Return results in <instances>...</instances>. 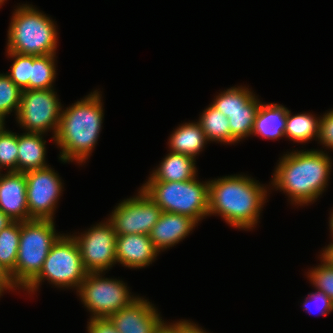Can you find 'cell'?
Segmentation results:
<instances>
[{
  "instance_id": "cell-9",
  "label": "cell",
  "mask_w": 333,
  "mask_h": 333,
  "mask_svg": "<svg viewBox=\"0 0 333 333\" xmlns=\"http://www.w3.org/2000/svg\"><path fill=\"white\" fill-rule=\"evenodd\" d=\"M60 102L52 89L22 90L18 122L28 132L45 133L52 128L56 136L61 117Z\"/></svg>"
},
{
  "instance_id": "cell-1",
  "label": "cell",
  "mask_w": 333,
  "mask_h": 333,
  "mask_svg": "<svg viewBox=\"0 0 333 333\" xmlns=\"http://www.w3.org/2000/svg\"><path fill=\"white\" fill-rule=\"evenodd\" d=\"M266 190L244 176H227L209 181V214H220L237 228H252L257 223Z\"/></svg>"
},
{
  "instance_id": "cell-31",
  "label": "cell",
  "mask_w": 333,
  "mask_h": 333,
  "mask_svg": "<svg viewBox=\"0 0 333 333\" xmlns=\"http://www.w3.org/2000/svg\"><path fill=\"white\" fill-rule=\"evenodd\" d=\"M319 120V139L325 146L333 149V110Z\"/></svg>"
},
{
  "instance_id": "cell-29",
  "label": "cell",
  "mask_w": 333,
  "mask_h": 333,
  "mask_svg": "<svg viewBox=\"0 0 333 333\" xmlns=\"http://www.w3.org/2000/svg\"><path fill=\"white\" fill-rule=\"evenodd\" d=\"M18 135L10 131L0 132V168L6 166L9 171H17Z\"/></svg>"
},
{
  "instance_id": "cell-28",
  "label": "cell",
  "mask_w": 333,
  "mask_h": 333,
  "mask_svg": "<svg viewBox=\"0 0 333 333\" xmlns=\"http://www.w3.org/2000/svg\"><path fill=\"white\" fill-rule=\"evenodd\" d=\"M22 90L17 87L8 75L0 74V112L9 114L14 108L19 110Z\"/></svg>"
},
{
  "instance_id": "cell-22",
  "label": "cell",
  "mask_w": 333,
  "mask_h": 333,
  "mask_svg": "<svg viewBox=\"0 0 333 333\" xmlns=\"http://www.w3.org/2000/svg\"><path fill=\"white\" fill-rule=\"evenodd\" d=\"M320 120L314 119L309 114H298L295 116L287 113L285 136L296 142H305L314 136L319 138Z\"/></svg>"
},
{
  "instance_id": "cell-21",
  "label": "cell",
  "mask_w": 333,
  "mask_h": 333,
  "mask_svg": "<svg viewBox=\"0 0 333 333\" xmlns=\"http://www.w3.org/2000/svg\"><path fill=\"white\" fill-rule=\"evenodd\" d=\"M198 122L207 140L231 143V132L228 118L212 104L201 115Z\"/></svg>"
},
{
  "instance_id": "cell-16",
  "label": "cell",
  "mask_w": 333,
  "mask_h": 333,
  "mask_svg": "<svg viewBox=\"0 0 333 333\" xmlns=\"http://www.w3.org/2000/svg\"><path fill=\"white\" fill-rule=\"evenodd\" d=\"M196 223L194 219L185 215L162 212L159 220L151 229L149 238L158 251L164 250L185 238Z\"/></svg>"
},
{
  "instance_id": "cell-6",
  "label": "cell",
  "mask_w": 333,
  "mask_h": 333,
  "mask_svg": "<svg viewBox=\"0 0 333 333\" xmlns=\"http://www.w3.org/2000/svg\"><path fill=\"white\" fill-rule=\"evenodd\" d=\"M193 178L186 181H148L142 189L162 209L194 219L197 223L208 215L209 182Z\"/></svg>"
},
{
  "instance_id": "cell-30",
  "label": "cell",
  "mask_w": 333,
  "mask_h": 333,
  "mask_svg": "<svg viewBox=\"0 0 333 333\" xmlns=\"http://www.w3.org/2000/svg\"><path fill=\"white\" fill-rule=\"evenodd\" d=\"M323 264L313 269L309 274L316 289L327 295L333 301V265L324 258Z\"/></svg>"
},
{
  "instance_id": "cell-38",
  "label": "cell",
  "mask_w": 333,
  "mask_h": 333,
  "mask_svg": "<svg viewBox=\"0 0 333 333\" xmlns=\"http://www.w3.org/2000/svg\"><path fill=\"white\" fill-rule=\"evenodd\" d=\"M326 250H323L322 253V258H324L325 260H327L330 264L333 265V243H331L327 248H325Z\"/></svg>"
},
{
  "instance_id": "cell-27",
  "label": "cell",
  "mask_w": 333,
  "mask_h": 333,
  "mask_svg": "<svg viewBox=\"0 0 333 333\" xmlns=\"http://www.w3.org/2000/svg\"><path fill=\"white\" fill-rule=\"evenodd\" d=\"M9 56L15 58L11 67V73L7 74L12 82L21 90H30L31 66L33 56L8 52Z\"/></svg>"
},
{
  "instance_id": "cell-14",
  "label": "cell",
  "mask_w": 333,
  "mask_h": 333,
  "mask_svg": "<svg viewBox=\"0 0 333 333\" xmlns=\"http://www.w3.org/2000/svg\"><path fill=\"white\" fill-rule=\"evenodd\" d=\"M7 173L0 176V210L13 221H29L25 173Z\"/></svg>"
},
{
  "instance_id": "cell-2",
  "label": "cell",
  "mask_w": 333,
  "mask_h": 333,
  "mask_svg": "<svg viewBox=\"0 0 333 333\" xmlns=\"http://www.w3.org/2000/svg\"><path fill=\"white\" fill-rule=\"evenodd\" d=\"M101 97L93 92L62 111L55 141L62 149L59 157L63 162H83L88 159L97 143L101 130L103 109Z\"/></svg>"
},
{
  "instance_id": "cell-37",
  "label": "cell",
  "mask_w": 333,
  "mask_h": 333,
  "mask_svg": "<svg viewBox=\"0 0 333 333\" xmlns=\"http://www.w3.org/2000/svg\"><path fill=\"white\" fill-rule=\"evenodd\" d=\"M14 221L0 210V231L7 228Z\"/></svg>"
},
{
  "instance_id": "cell-13",
  "label": "cell",
  "mask_w": 333,
  "mask_h": 333,
  "mask_svg": "<svg viewBox=\"0 0 333 333\" xmlns=\"http://www.w3.org/2000/svg\"><path fill=\"white\" fill-rule=\"evenodd\" d=\"M108 318L119 333H157L164 324L150 302L141 298Z\"/></svg>"
},
{
  "instance_id": "cell-36",
  "label": "cell",
  "mask_w": 333,
  "mask_h": 333,
  "mask_svg": "<svg viewBox=\"0 0 333 333\" xmlns=\"http://www.w3.org/2000/svg\"><path fill=\"white\" fill-rule=\"evenodd\" d=\"M182 333H206L204 330L192 324L191 322L182 321Z\"/></svg>"
},
{
  "instance_id": "cell-23",
  "label": "cell",
  "mask_w": 333,
  "mask_h": 333,
  "mask_svg": "<svg viewBox=\"0 0 333 333\" xmlns=\"http://www.w3.org/2000/svg\"><path fill=\"white\" fill-rule=\"evenodd\" d=\"M19 242L20 221L0 231V261L11 274L15 271Z\"/></svg>"
},
{
  "instance_id": "cell-18",
  "label": "cell",
  "mask_w": 333,
  "mask_h": 333,
  "mask_svg": "<svg viewBox=\"0 0 333 333\" xmlns=\"http://www.w3.org/2000/svg\"><path fill=\"white\" fill-rule=\"evenodd\" d=\"M42 133L28 132L18 135L17 172L26 173L31 170L48 167L45 164V142Z\"/></svg>"
},
{
  "instance_id": "cell-4",
  "label": "cell",
  "mask_w": 333,
  "mask_h": 333,
  "mask_svg": "<svg viewBox=\"0 0 333 333\" xmlns=\"http://www.w3.org/2000/svg\"><path fill=\"white\" fill-rule=\"evenodd\" d=\"M8 31V51L24 55L55 54L56 26L36 9L24 5L13 14Z\"/></svg>"
},
{
  "instance_id": "cell-32",
  "label": "cell",
  "mask_w": 333,
  "mask_h": 333,
  "mask_svg": "<svg viewBox=\"0 0 333 333\" xmlns=\"http://www.w3.org/2000/svg\"><path fill=\"white\" fill-rule=\"evenodd\" d=\"M309 295H310V297H307L304 302V305H305L304 308L306 307L307 312H311L310 311L311 309L309 308V306L307 307V305L309 304V301H307L308 299L310 300V302L317 301L320 303V305H318L317 309L321 310L322 315H326L327 313L333 311V301L327 295H325L324 293H322L320 291H317V292L309 294ZM316 307H317V305H316Z\"/></svg>"
},
{
  "instance_id": "cell-17",
  "label": "cell",
  "mask_w": 333,
  "mask_h": 333,
  "mask_svg": "<svg viewBox=\"0 0 333 333\" xmlns=\"http://www.w3.org/2000/svg\"><path fill=\"white\" fill-rule=\"evenodd\" d=\"M288 109L278 104H261L255 116L252 134L277 139L285 136Z\"/></svg>"
},
{
  "instance_id": "cell-34",
  "label": "cell",
  "mask_w": 333,
  "mask_h": 333,
  "mask_svg": "<svg viewBox=\"0 0 333 333\" xmlns=\"http://www.w3.org/2000/svg\"><path fill=\"white\" fill-rule=\"evenodd\" d=\"M0 285H3L6 289H13L18 287L12 277V274L0 261Z\"/></svg>"
},
{
  "instance_id": "cell-35",
  "label": "cell",
  "mask_w": 333,
  "mask_h": 333,
  "mask_svg": "<svg viewBox=\"0 0 333 333\" xmlns=\"http://www.w3.org/2000/svg\"><path fill=\"white\" fill-rule=\"evenodd\" d=\"M157 333H182V321L173 325L165 323L158 329Z\"/></svg>"
},
{
  "instance_id": "cell-20",
  "label": "cell",
  "mask_w": 333,
  "mask_h": 333,
  "mask_svg": "<svg viewBox=\"0 0 333 333\" xmlns=\"http://www.w3.org/2000/svg\"><path fill=\"white\" fill-rule=\"evenodd\" d=\"M208 141L199 123L179 126L170 137L171 152L195 156Z\"/></svg>"
},
{
  "instance_id": "cell-40",
  "label": "cell",
  "mask_w": 333,
  "mask_h": 333,
  "mask_svg": "<svg viewBox=\"0 0 333 333\" xmlns=\"http://www.w3.org/2000/svg\"><path fill=\"white\" fill-rule=\"evenodd\" d=\"M6 289L3 285H0V295L3 292V290Z\"/></svg>"
},
{
  "instance_id": "cell-19",
  "label": "cell",
  "mask_w": 333,
  "mask_h": 333,
  "mask_svg": "<svg viewBox=\"0 0 333 333\" xmlns=\"http://www.w3.org/2000/svg\"><path fill=\"white\" fill-rule=\"evenodd\" d=\"M149 181H186L196 178L195 159L192 156L170 152Z\"/></svg>"
},
{
  "instance_id": "cell-10",
  "label": "cell",
  "mask_w": 333,
  "mask_h": 333,
  "mask_svg": "<svg viewBox=\"0 0 333 333\" xmlns=\"http://www.w3.org/2000/svg\"><path fill=\"white\" fill-rule=\"evenodd\" d=\"M139 196L121 202L112 212L109 222L116 235H149L159 220L162 209L141 188Z\"/></svg>"
},
{
  "instance_id": "cell-25",
  "label": "cell",
  "mask_w": 333,
  "mask_h": 333,
  "mask_svg": "<svg viewBox=\"0 0 333 333\" xmlns=\"http://www.w3.org/2000/svg\"><path fill=\"white\" fill-rule=\"evenodd\" d=\"M54 54L33 56L30 90L52 89L55 78Z\"/></svg>"
},
{
  "instance_id": "cell-15",
  "label": "cell",
  "mask_w": 333,
  "mask_h": 333,
  "mask_svg": "<svg viewBox=\"0 0 333 333\" xmlns=\"http://www.w3.org/2000/svg\"><path fill=\"white\" fill-rule=\"evenodd\" d=\"M159 251L146 234L117 235L116 261L126 267L141 268L149 265Z\"/></svg>"
},
{
  "instance_id": "cell-24",
  "label": "cell",
  "mask_w": 333,
  "mask_h": 333,
  "mask_svg": "<svg viewBox=\"0 0 333 333\" xmlns=\"http://www.w3.org/2000/svg\"><path fill=\"white\" fill-rule=\"evenodd\" d=\"M260 106V102L254 97L247 104V111L232 112L228 116L231 132V143L252 134L255 116Z\"/></svg>"
},
{
  "instance_id": "cell-3",
  "label": "cell",
  "mask_w": 333,
  "mask_h": 333,
  "mask_svg": "<svg viewBox=\"0 0 333 333\" xmlns=\"http://www.w3.org/2000/svg\"><path fill=\"white\" fill-rule=\"evenodd\" d=\"M281 160L272 184L287 192L295 204L312 202L324 191L331 168L328 155L316 150L294 151Z\"/></svg>"
},
{
  "instance_id": "cell-8",
  "label": "cell",
  "mask_w": 333,
  "mask_h": 333,
  "mask_svg": "<svg viewBox=\"0 0 333 333\" xmlns=\"http://www.w3.org/2000/svg\"><path fill=\"white\" fill-rule=\"evenodd\" d=\"M122 281L100 278L99 272H87L79 286V295L94 318H106L131 305L132 298Z\"/></svg>"
},
{
  "instance_id": "cell-26",
  "label": "cell",
  "mask_w": 333,
  "mask_h": 333,
  "mask_svg": "<svg viewBox=\"0 0 333 333\" xmlns=\"http://www.w3.org/2000/svg\"><path fill=\"white\" fill-rule=\"evenodd\" d=\"M254 97L248 88H230L218 95L212 105L228 117L232 112L247 111V104Z\"/></svg>"
},
{
  "instance_id": "cell-39",
  "label": "cell",
  "mask_w": 333,
  "mask_h": 333,
  "mask_svg": "<svg viewBox=\"0 0 333 333\" xmlns=\"http://www.w3.org/2000/svg\"><path fill=\"white\" fill-rule=\"evenodd\" d=\"M4 117H5V115H3L1 112H0V132H3V131H5L4 129Z\"/></svg>"
},
{
  "instance_id": "cell-11",
  "label": "cell",
  "mask_w": 333,
  "mask_h": 333,
  "mask_svg": "<svg viewBox=\"0 0 333 333\" xmlns=\"http://www.w3.org/2000/svg\"><path fill=\"white\" fill-rule=\"evenodd\" d=\"M25 178L29 220H52L62 189L58 174L45 167L26 172Z\"/></svg>"
},
{
  "instance_id": "cell-12",
  "label": "cell",
  "mask_w": 333,
  "mask_h": 333,
  "mask_svg": "<svg viewBox=\"0 0 333 333\" xmlns=\"http://www.w3.org/2000/svg\"><path fill=\"white\" fill-rule=\"evenodd\" d=\"M87 272H103L116 262L117 235L112 224L94 226L87 233L74 237Z\"/></svg>"
},
{
  "instance_id": "cell-33",
  "label": "cell",
  "mask_w": 333,
  "mask_h": 333,
  "mask_svg": "<svg viewBox=\"0 0 333 333\" xmlns=\"http://www.w3.org/2000/svg\"><path fill=\"white\" fill-rule=\"evenodd\" d=\"M88 325L89 333H119L108 317H92Z\"/></svg>"
},
{
  "instance_id": "cell-5",
  "label": "cell",
  "mask_w": 333,
  "mask_h": 333,
  "mask_svg": "<svg viewBox=\"0 0 333 333\" xmlns=\"http://www.w3.org/2000/svg\"><path fill=\"white\" fill-rule=\"evenodd\" d=\"M53 220L32 219L20 222V242L12 277L24 289L39 275L44 261L59 239Z\"/></svg>"
},
{
  "instance_id": "cell-7",
  "label": "cell",
  "mask_w": 333,
  "mask_h": 333,
  "mask_svg": "<svg viewBox=\"0 0 333 333\" xmlns=\"http://www.w3.org/2000/svg\"><path fill=\"white\" fill-rule=\"evenodd\" d=\"M86 274L75 238L63 235L50 249L39 275L25 289L33 292L45 277L60 287L79 288Z\"/></svg>"
}]
</instances>
